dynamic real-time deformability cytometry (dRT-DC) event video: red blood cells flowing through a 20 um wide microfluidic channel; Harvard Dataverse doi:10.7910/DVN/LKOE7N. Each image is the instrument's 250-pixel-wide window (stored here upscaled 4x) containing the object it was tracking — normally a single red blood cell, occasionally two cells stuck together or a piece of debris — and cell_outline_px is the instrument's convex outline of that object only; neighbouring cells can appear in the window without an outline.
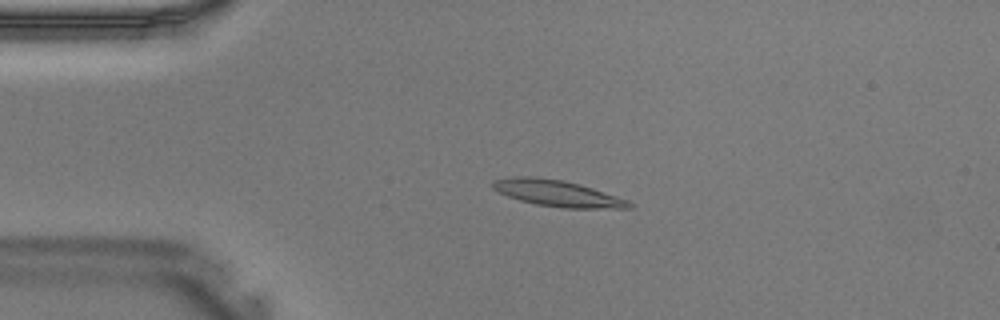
{"species": "Egyptian fruit bat (a non-hibernating species)", "species_latin": "Rousettus aegyptiacus", "temperature_condition": "warm", "stored_images_in_passage": 35, "camera_frame_rate_fps": 3000, "um_per_image_px": 0.085, "animal": {"sex": "male"}, "frame": {"image": 1, "passage_image": 4, "time_ms": 1.0, "image_size_px": [1000, 320], "cell_outline_px": [[632, 208], [564, 208], [536, 204], [520, 200], [508, 196], [492, 188], [492, 180], [512, 176], [532, 176], [564, 180], [580, 184], [628, 200], [632, 204]], "centroid_in_image_um": [47.35, 16.42], "position_along_channel_um": 37.6, "area_um2": 20.81}}
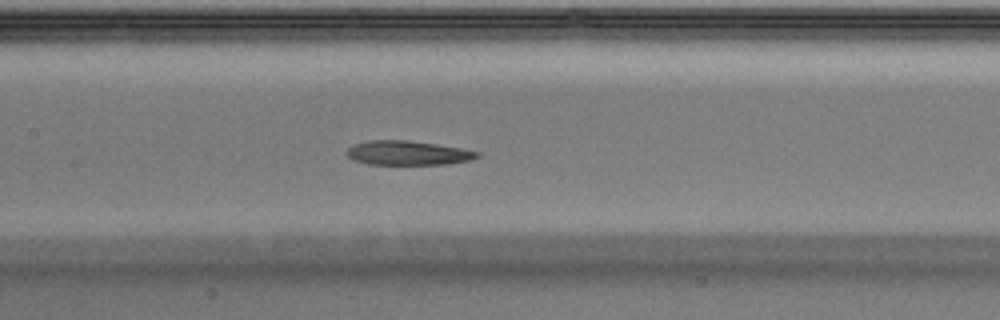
{"frame": {"image": 2, "passage_image": 14, "time_ms": 4.333, "image_size_px": [1000, 320], "cell_outline_px": [[480, 156], [468, 160], [448, 164], [368, 164], [352, 160], [344, 152], [352, 144], [368, 140], [408, 140], [436, 144], [460, 148], [480, 152]], "centroid_in_image_um": [34.6, 12.99], "position_along_channel_um": 172.8, "area_um2": 18.5}}
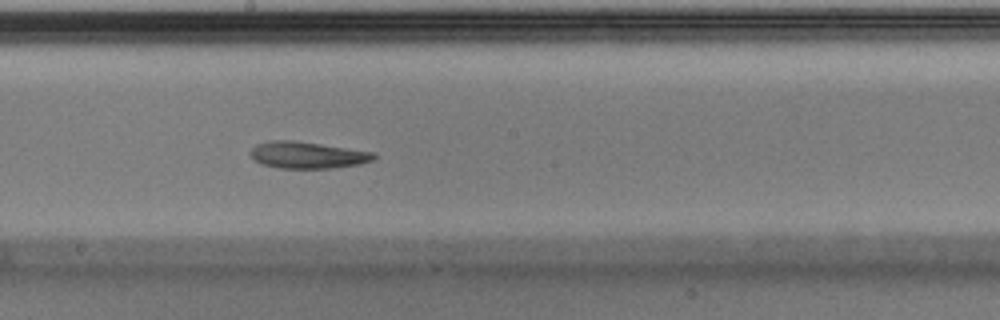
{"frame": {"image": 3, "passage_image": 17, "time_ms": 5.333, "image_size_px": [1000, 320], "cell_outline_px": [[376, 156], [372, 160], [360, 164], [332, 168], [280, 168], [264, 164], [256, 160], [248, 152], [256, 144], [268, 140], [292, 140], [376, 152]], "centroid_in_image_um": [26.14, 13.17], "position_along_channel_um": 222.1, "area_um2": 19.13}}